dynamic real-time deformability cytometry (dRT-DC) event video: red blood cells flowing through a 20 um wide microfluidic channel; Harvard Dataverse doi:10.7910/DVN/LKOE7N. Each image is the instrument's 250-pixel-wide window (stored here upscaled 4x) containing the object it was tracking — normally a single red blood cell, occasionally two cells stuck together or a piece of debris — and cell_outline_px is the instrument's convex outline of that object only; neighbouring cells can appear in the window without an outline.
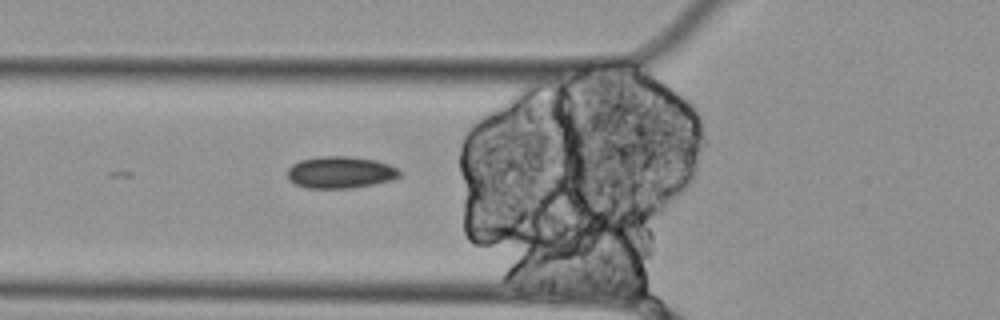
{"species": "Egyptian fruit bat (a non-hibernating species)", "species_latin": "Rousettus aegyptiacus", "temperature_condition": "cold", "stored_images_in_passage": 14, "segment_of_instrument_passage": [2, 2], "camera_frame_rate_fps": 3000, "um_per_image_px": 0.085, "animal": {"sex": "female"}, "frame": {"image": 1, "passage_image": 11, "time_ms": 3.333, "image_size_px": [1000, 320], "cell_outline_px": [[400, 176], [392, 180], [352, 188], [304, 188], [292, 184], [288, 180], [288, 168], [292, 164], [300, 160], [320, 156], [348, 156], [376, 160], [388, 164], [396, 168], [400, 172]], "centroid_in_image_um": [28.88, 14.65], "position_along_channel_um": 96.9, "area_um2": 20.98}}
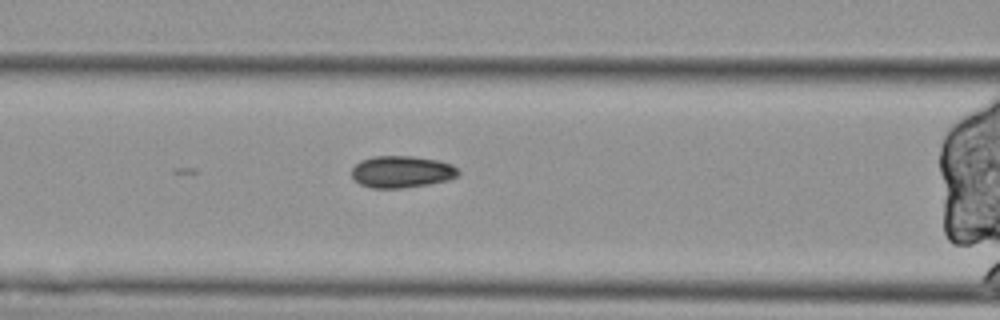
{"frame": {"image": 2, "passage_image": 14, "time_ms": 4.333, "image_size_px": [1000, 320], "cell_outline_px": [[460, 172], [456, 176], [448, 180], [428, 184], [400, 188], [372, 188], [360, 184], [352, 176], [352, 168], [360, 160], [372, 156], [412, 156], [436, 160], [452, 164]], "centroid_in_image_um": [34.12, 14.59], "position_along_channel_um": 132.5, "area_um2": 19.71}}